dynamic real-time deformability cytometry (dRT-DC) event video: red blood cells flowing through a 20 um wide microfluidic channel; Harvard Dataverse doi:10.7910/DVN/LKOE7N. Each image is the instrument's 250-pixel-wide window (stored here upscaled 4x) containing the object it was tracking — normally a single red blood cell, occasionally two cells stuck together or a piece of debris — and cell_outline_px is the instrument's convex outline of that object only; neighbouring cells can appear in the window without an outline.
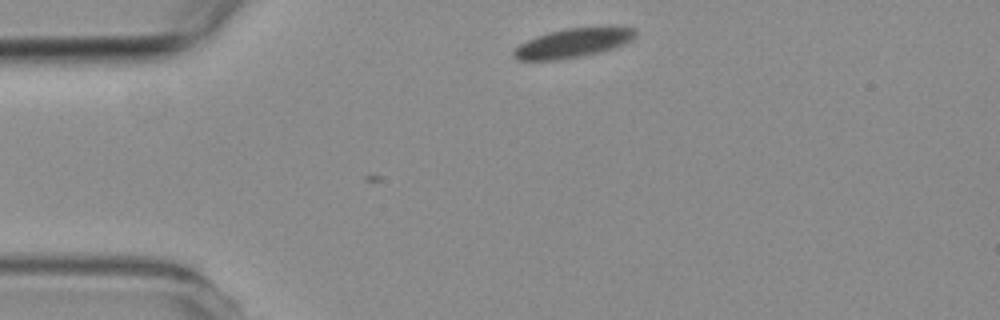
{"species": "common noctule bat (a hibernating species)", "species_latin": "Nyctalus noctula", "temperature_condition": "room temperature", "stored_images_in_passage": 4, "camera_frame_rate_fps": 3000, "um_per_image_px": 0.085, "animal": {"sex": "female", "body_mass_g": 19.3, "forearm_length_mm": 54.1}, "frame": {"image": 1, "passage_image": 1, "time_ms": 0.0, "image_size_px": [1000, 320], "cell_outline_px": [[636, 36], [632, 40], [624, 44], [612, 48], [580, 56], [560, 60], [516, 60], [512, 56], [512, 52], [520, 44], [536, 36], [548, 32], [568, 28], [636, 28]], "centroid_in_image_um": [48.64, 3.67], "position_along_channel_um": 36.4, "area_um2": 20.23}}
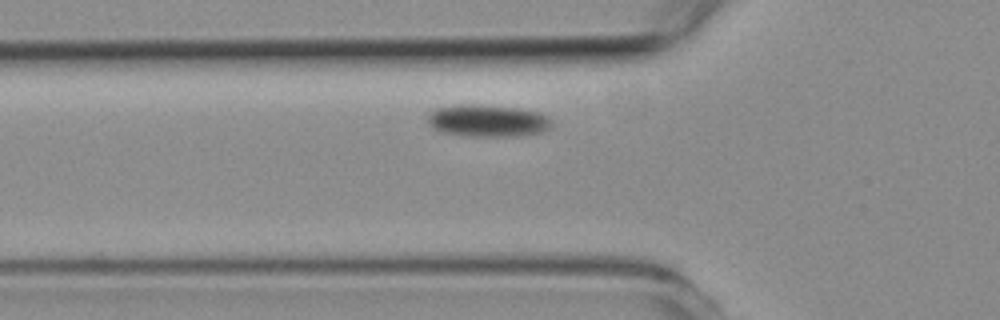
{"frame": {"image": 2, "passage_image": 4, "time_ms": 3.333, "image_size_px": [1000, 320], "cell_outline_px": [[552, 128], [544, 132], [524, 136], [460, 136], [440, 132], [432, 128], [428, 124], [428, 112], [436, 108], [460, 104], [476, 104], [516, 108], [540, 112], [548, 116], [552, 120]], "centroid_in_image_um": [41.46, 10.27], "position_along_channel_um": 84.3, "area_um2": 23.81}}